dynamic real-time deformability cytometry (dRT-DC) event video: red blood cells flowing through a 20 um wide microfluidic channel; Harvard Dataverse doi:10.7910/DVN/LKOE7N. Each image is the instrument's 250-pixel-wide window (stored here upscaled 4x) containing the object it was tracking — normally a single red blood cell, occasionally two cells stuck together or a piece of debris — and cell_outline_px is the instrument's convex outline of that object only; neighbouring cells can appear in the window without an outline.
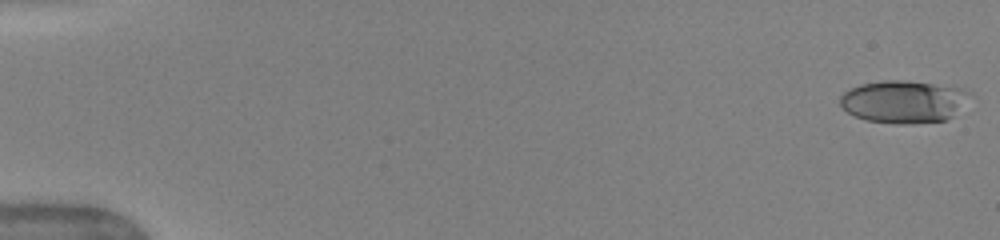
{"species": "human", "species_latin": "Homo sapiens", "temperature_condition": "warm", "stored_images_in_passage": 50, "camera_frame_rate_fps": 3000, "um_per_image_px": 0.085, "donor": {"sex": "female"}, "frame": {"image": 1, "passage_image": 1, "time_ms": 0.0, "image_size_px": [1000, 240], "cell_outline_px": [[972, 92], [952, 116], [944, 120], [912, 124], [896, 124], [868, 120], [856, 116], [848, 112], [840, 104], [840, 96], [844, 92], [860, 84], [884, 80], [904, 80], [932, 84], [956, 88]], "centroid_in_image_um": [76.75, 8.64], "position_along_channel_um": 8.2, "area_um2": 31.56}}
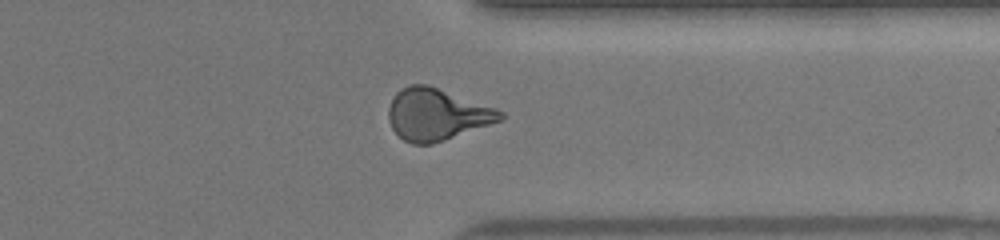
{"frame": {"image": 2, "passage_image": 40, "time_ms": 13.0, "image_size_px": [1000, 240], "cell_outline_px": [[504, 120], [432, 144], [412, 144], [404, 140], [392, 128], [388, 120], [388, 108], [396, 92], [400, 88], [408, 84], [428, 84], [496, 108], [504, 112]], "centroid_in_image_um": [37.13, 9.71], "position_along_channel_um": 374.3, "area_um2": 33.87}}
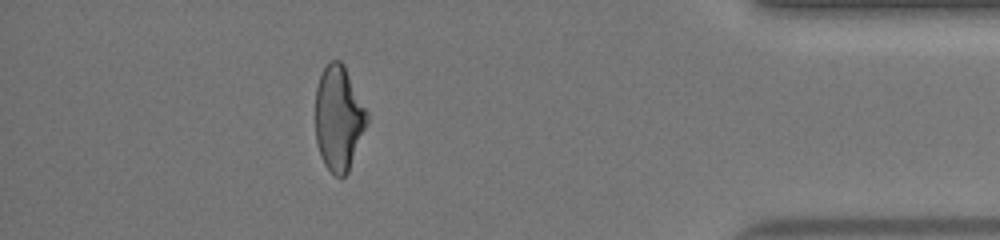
{"frame": {"image": 3, "passage_image": 45, "time_ms": 14.667, "image_size_px": [1000, 240], "cell_outline_px": [[368, 120], [348, 172], [340, 180], [324, 164], [320, 156], [316, 144], [316, 88], [320, 76], [328, 60], [340, 60], [344, 64], [368, 112]], "centroid_in_image_um": [28.78, 10.04], "position_along_channel_um": 406.4, "area_um2": 31.56}, "authors_computed_cell_mechanics": {"area_um2": 32.3102, "velocity_mm_per_s": 4.102, "shape_relaxation_time_tau1_ms": 5.2533, "shape_relaxation_time_tau2_ms": 1.6631, "deformation_change_tau1": 0.2021, "deformation_change_tau2": 0.1016}}